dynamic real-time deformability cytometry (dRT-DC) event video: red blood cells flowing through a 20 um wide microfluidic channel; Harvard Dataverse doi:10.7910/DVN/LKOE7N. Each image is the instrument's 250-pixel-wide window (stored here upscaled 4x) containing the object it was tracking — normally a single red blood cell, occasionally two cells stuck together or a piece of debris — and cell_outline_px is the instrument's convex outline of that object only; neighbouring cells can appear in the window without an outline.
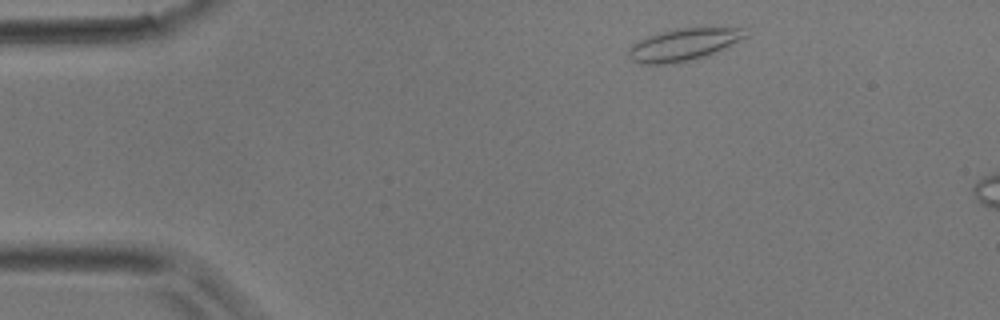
{"species": "common noctule bat (a hibernating species)", "species_latin": "Nyctalus noctula", "temperature_condition": "room temperature", "stored_images_in_passage": 3, "camera_frame_rate_fps": 3000, "um_per_image_px": 0.085, "animal": {"sex": "male", "body_mass_g": 17.9}, "frame": {"image": 1, "passage_image": 1, "time_ms": 0.0, "image_size_px": [1000, 320], "cell_outline_px": [[744, 36], [704, 56], [688, 60], [664, 64], [640, 64], [632, 60], [628, 56], [628, 52], [632, 44], [648, 36], [660, 32], [676, 28], [744, 28]], "centroid_in_image_um": [57.95, 3.79], "position_along_channel_um": 27.0, "area_um2": 20.92}}